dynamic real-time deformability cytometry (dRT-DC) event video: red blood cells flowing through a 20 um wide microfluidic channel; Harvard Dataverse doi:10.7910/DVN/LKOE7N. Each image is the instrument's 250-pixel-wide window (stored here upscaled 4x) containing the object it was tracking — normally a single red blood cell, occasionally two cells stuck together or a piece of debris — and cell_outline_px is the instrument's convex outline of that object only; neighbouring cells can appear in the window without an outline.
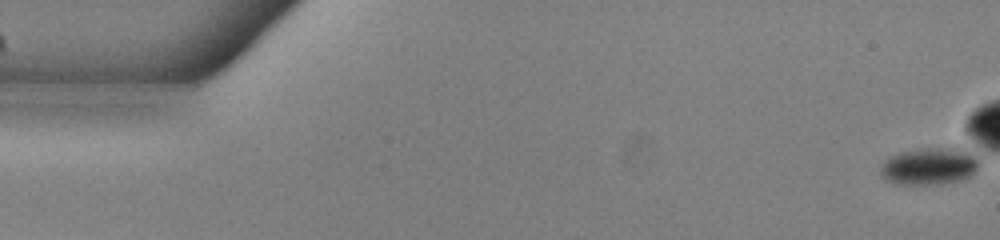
{"species": "common noctule bat (a hibernating species)", "species_latin": "Nyctalus noctula", "temperature_condition": "warm", "stored_images_in_passage": 23, "camera_frame_rate_fps": 3000, "um_per_image_px": 0.085, "animal": {"sex": "male", "body_mass_g": 13.0, "forearm_length_mm": 53.1}, "frame": {"image": 1, "passage_image": 1, "time_ms": 0.0, "image_size_px": [1000, 240], "cell_outline_px": [[980, 164], [976, 172], [972, 176], [960, 180], [940, 184], [896, 184], [884, 180], [880, 176], [880, 168], [884, 160], [900, 152], [928, 148], [964, 152], [972, 156]], "centroid_in_image_um": [78.91, 14.19], "position_along_channel_um": 6.1, "area_um2": 20.75}}
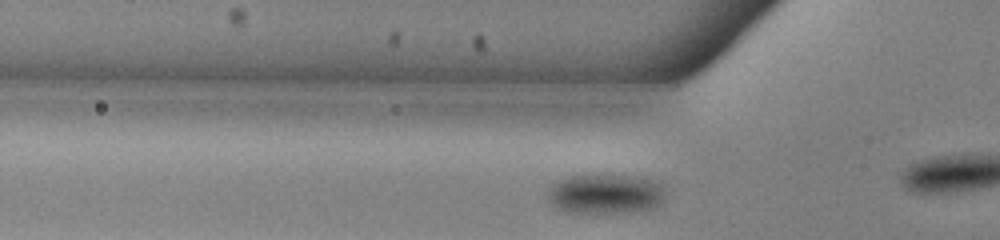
{"frame": {"image": 2, "passage_image": 18, "time_ms": 5.667, "image_size_px": [1000, 240], "cell_outline_px": [[664, 204], [652, 208], [632, 212], [568, 212], [556, 208], [548, 200], [548, 192], [556, 180], [568, 176], [584, 172], [608, 172], [660, 180], [664, 184]], "centroid_in_image_um": [51.5, 16.41], "position_along_channel_um": 74.3, "area_um2": 28.73}}
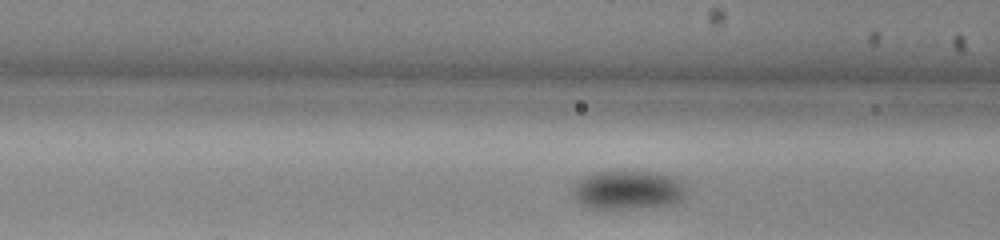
{"frame": {"image": 3, "passage_image": 21, "time_ms": 6.667, "image_size_px": [1000, 240], "cell_outline_px": [[684, 196], [676, 204], [604, 212], [588, 208], [580, 204], [572, 196], [572, 188], [576, 180], [580, 176], [588, 172], [612, 168], [620, 168], [656, 172], [680, 176], [684, 192]], "centroid_in_image_um": [53.27, 16.11], "position_along_channel_um": 113.3, "area_um2": 28.09}}